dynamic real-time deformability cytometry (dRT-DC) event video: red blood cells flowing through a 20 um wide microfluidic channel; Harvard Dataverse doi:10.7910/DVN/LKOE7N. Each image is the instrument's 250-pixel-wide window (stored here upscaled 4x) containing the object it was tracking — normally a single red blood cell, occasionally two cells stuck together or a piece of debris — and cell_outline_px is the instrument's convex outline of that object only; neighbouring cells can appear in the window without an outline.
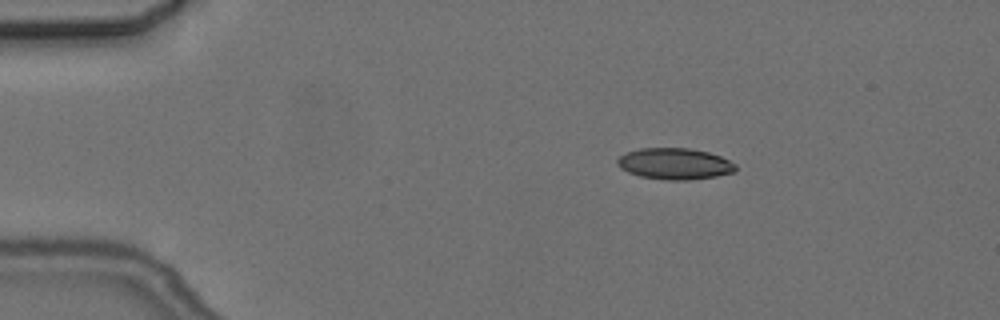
{"species": "common noctule bat (a hibernating species)", "species_latin": "Nyctalus noctula", "temperature_condition": "cold", "stored_images_in_passage": 3, "camera_frame_rate_fps": 3000, "um_per_image_px": 0.085, "animal": {"sex": "female", "body_mass_g": 24.6, "forearm_length_mm": 56.2}, "frame": {"image": 1, "passage_image": 1, "time_ms": 0.0, "image_size_px": [1000, 320], "cell_outline_px": [[736, 172], [716, 176], [688, 180], [664, 180], [640, 176], [628, 172], [620, 168], [616, 164], [616, 160], [620, 156], [628, 152], [640, 148], [688, 148], [708, 152], [720, 156], [736, 164]], "centroid_in_image_um": [57.34, 13.92], "position_along_channel_um": 27.7, "area_um2": 21.62}}